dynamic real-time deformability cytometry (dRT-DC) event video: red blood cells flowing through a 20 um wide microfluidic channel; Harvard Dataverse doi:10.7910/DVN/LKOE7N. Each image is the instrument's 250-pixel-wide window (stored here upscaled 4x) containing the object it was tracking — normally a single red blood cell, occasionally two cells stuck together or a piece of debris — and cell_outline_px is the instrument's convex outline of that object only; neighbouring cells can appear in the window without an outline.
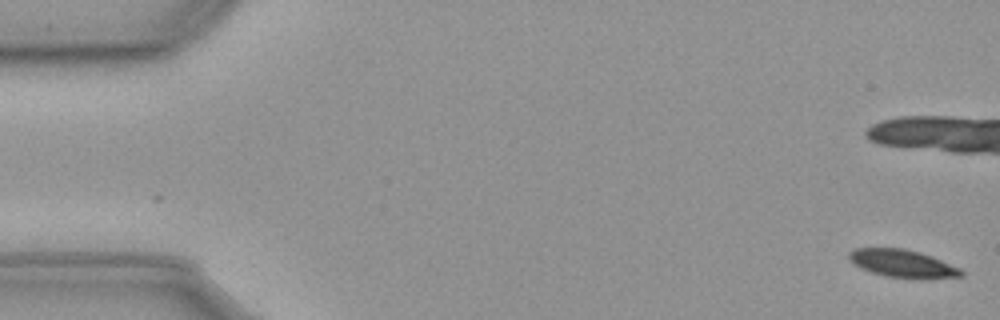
{"species": "common noctule bat (a hibernating species)", "species_latin": "Nyctalus noctula", "temperature_condition": "cold", "stored_images_in_passage": 17, "camera_frame_rate_fps": 3000, "um_per_image_px": 0.085, "animal": {"sex": "male", "body_mass_g": 23.1, "forearm_length_mm": 52.7}, "frame": {"image": 1, "passage_image": 1, "time_ms": 0.0, "image_size_px": [1000, 320], "cell_outline_px": [[964, 276], [920, 280], [888, 276], [872, 272], [860, 268], [852, 264], [848, 256], [848, 252], [856, 248], [904, 248], [920, 252], [932, 256], [960, 268], [964, 272]], "centroid_in_image_um": [76.74, 22.41], "position_along_channel_um": 8.3, "area_um2": 18.44}}